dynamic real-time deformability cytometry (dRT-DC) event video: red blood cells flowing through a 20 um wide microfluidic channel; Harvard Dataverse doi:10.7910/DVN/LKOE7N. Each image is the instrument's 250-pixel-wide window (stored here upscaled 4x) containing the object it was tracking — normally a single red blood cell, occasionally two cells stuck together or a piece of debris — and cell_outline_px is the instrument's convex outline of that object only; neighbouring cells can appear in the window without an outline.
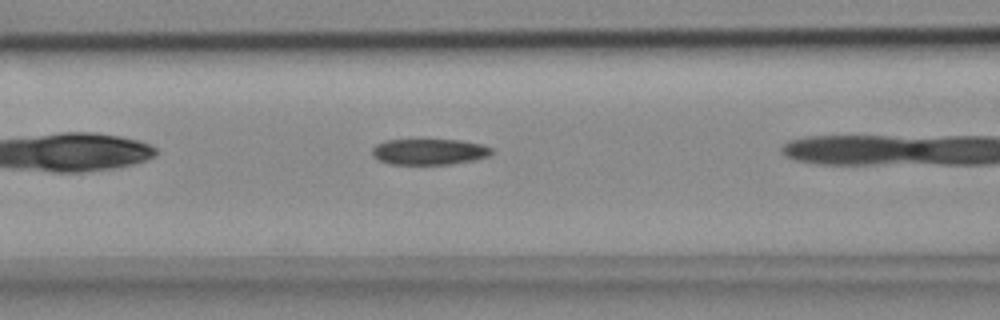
{"species": "common noctule bat (a hibernating species)", "species_latin": "Nyctalus noctula", "temperature_condition": "cold", "stored_images_in_passage": 14, "camera_frame_rate_fps": 3000, "um_per_image_px": 0.085, "animal": {"sex": "female", "body_mass_g": 18.4}, "frame": {"image": 1, "passage_image": 3, "time_ms": 0.667, "image_size_px": [1000, 320], "cell_outline_px": [[492, 152], [488, 156], [472, 160], [448, 164], [392, 164], [380, 160], [372, 152], [372, 148], [376, 144], [384, 140], [460, 140], [484, 144], [492, 148]], "centroid_in_image_um": [36.5, 12.88], "position_along_channel_um": 130.1, "area_um2": 17.86}}